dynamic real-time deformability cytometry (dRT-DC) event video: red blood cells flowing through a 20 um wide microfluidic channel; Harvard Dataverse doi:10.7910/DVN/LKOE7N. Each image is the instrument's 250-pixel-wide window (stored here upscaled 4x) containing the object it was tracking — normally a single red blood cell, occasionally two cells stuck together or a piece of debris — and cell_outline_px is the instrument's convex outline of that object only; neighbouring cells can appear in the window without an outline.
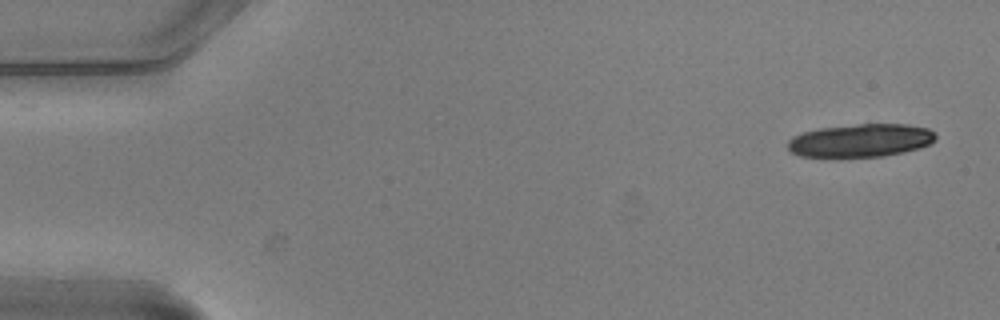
{"species": "common noctule bat (a hibernating species)", "species_latin": "Nyctalus noctula", "temperature_condition": "warm", "stored_images_in_passage": 2, "camera_frame_rate_fps": 3000, "um_per_image_px": 0.085, "animal": {"sex": "male", "body_mass_g": 20.5, "forearm_length_mm": 52.5}, "frame": {"image": 1, "passage_image": 2, "time_ms": 0.333, "image_size_px": [1000, 320], "cell_outline_px": [[936, 140], [920, 148], [904, 152], [884, 156], [836, 160], [800, 156], [792, 152], [788, 148], [788, 140], [792, 136], [804, 132], [820, 128], [860, 124], [908, 124], [928, 128], [936, 132]], "centroid_in_image_um": [73.13, 11.98], "position_along_channel_um": 11.9, "area_um2": 29.59}}